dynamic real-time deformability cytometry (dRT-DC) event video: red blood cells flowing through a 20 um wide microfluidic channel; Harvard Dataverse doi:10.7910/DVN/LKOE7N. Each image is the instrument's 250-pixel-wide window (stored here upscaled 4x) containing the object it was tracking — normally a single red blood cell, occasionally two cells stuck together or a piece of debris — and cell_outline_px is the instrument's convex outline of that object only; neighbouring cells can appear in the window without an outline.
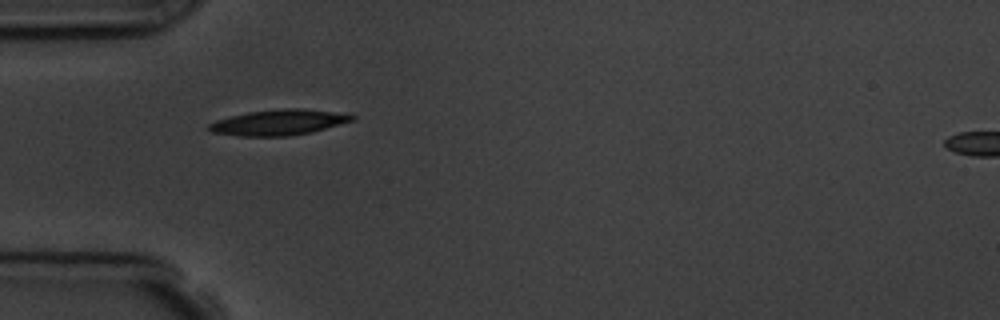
{"species": "common noctule bat (a hibernating species)", "species_latin": "Nyctalus noctula", "temperature_condition": "room temperature", "stored_images_in_passage": 2, "camera_frame_rate_fps": 3000, "um_per_image_px": 0.085, "animal": {"sex": "male", "body_mass_g": 19.5, "forearm_length_mm": 54.6}, "frame": {"image": 1, "passage_image": 1, "time_ms": 0.0, "image_size_px": [1000, 320], "cell_outline_px": [[356, 120], [312, 132], [288, 136], [240, 136], [212, 132], [204, 128], [208, 124], [216, 120], [248, 112], [280, 108], [304, 108], [344, 112], [356, 116]], "centroid_in_image_um": [23.75, 10.39], "position_along_channel_um": 61.3, "area_um2": 21.73}}